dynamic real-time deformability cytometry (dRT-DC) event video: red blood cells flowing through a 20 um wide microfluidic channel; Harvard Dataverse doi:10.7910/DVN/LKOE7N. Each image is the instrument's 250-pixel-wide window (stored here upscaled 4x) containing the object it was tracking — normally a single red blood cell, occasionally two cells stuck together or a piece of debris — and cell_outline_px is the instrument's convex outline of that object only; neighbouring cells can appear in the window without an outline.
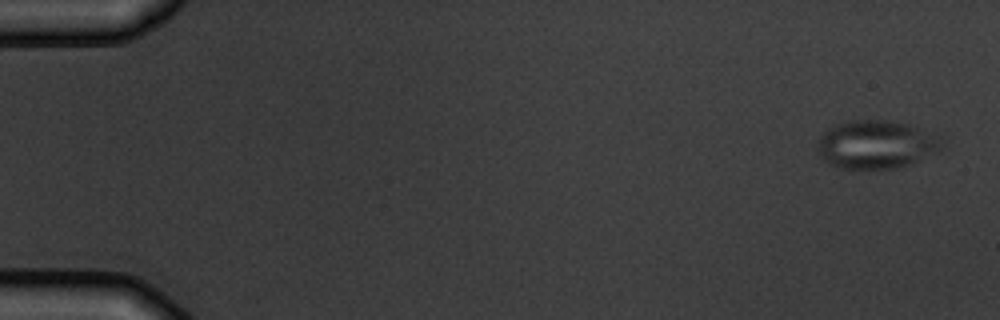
{"species": "common noctule bat (a hibernating species)", "species_latin": "Nyctalus noctula", "temperature_condition": "warm", "stored_images_in_passage": 5, "camera_frame_rate_fps": 3000, "um_per_image_px": 0.085, "animal": {"sex": "male", "body_mass_g": 19.5, "forearm_length_mm": 54.6}, "frame": {"image": 1, "passage_image": 1, "time_ms": 0.0, "image_size_px": [1000, 320], "cell_outline_px": [[948, 140], [940, 148], [900, 168], [856, 172], [840, 168], [828, 164], [816, 148], [816, 140], [828, 128], [836, 124], [852, 120], [888, 120], [908, 124], [948, 136]], "centroid_in_image_um": [74.48, 12.3], "position_along_channel_um": 10.5, "area_um2": 36.18}}